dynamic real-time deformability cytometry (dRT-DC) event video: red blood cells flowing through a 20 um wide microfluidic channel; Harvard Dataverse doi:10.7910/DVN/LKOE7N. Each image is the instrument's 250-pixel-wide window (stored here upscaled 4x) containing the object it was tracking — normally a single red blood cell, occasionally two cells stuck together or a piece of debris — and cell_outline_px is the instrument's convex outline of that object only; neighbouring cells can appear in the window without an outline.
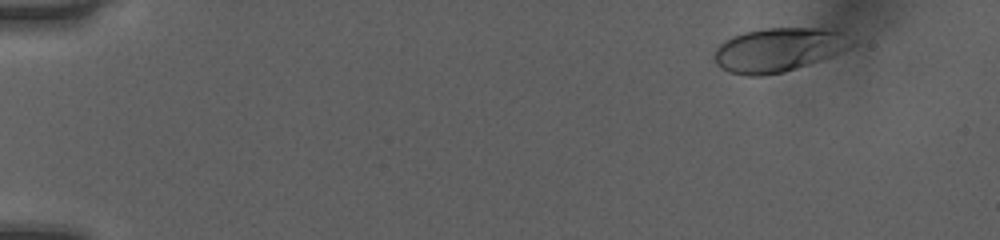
{"species": "human", "species_latin": "Homo sapiens", "temperature_condition": "room temperature", "stored_images_in_passage": 43, "camera_frame_rate_fps": 3000, "um_per_image_px": 0.085, "donor": {"sex": "female"}, "frame": {"image": 1, "passage_image": 1, "time_ms": 0.0, "image_size_px": [1000, 240], "cell_outline_px": [[856, 44], [832, 56], [784, 72], [760, 76], [744, 76], [728, 72], [720, 68], [716, 64], [716, 48], [724, 40], [732, 36], [744, 32], [764, 28], [836, 28], [856, 40]], "centroid_in_image_um": [66.22, 4.22], "position_along_channel_um": 18.8, "area_um2": 35.49}}
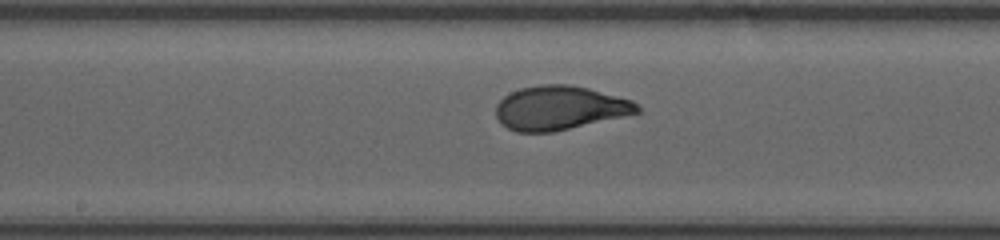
{"frame": {"image": 2, "passage_image": 24, "time_ms": 7.667, "image_size_px": [1000, 240], "cell_outline_px": [[640, 112], [624, 116], [552, 132], [516, 132], [500, 124], [496, 116], [496, 104], [504, 96], [520, 88], [544, 84], [568, 84], [588, 88], [632, 100], [640, 108]], "centroid_in_image_um": [47.54, 9.17], "position_along_channel_um": 200.7, "area_um2": 36.07}}
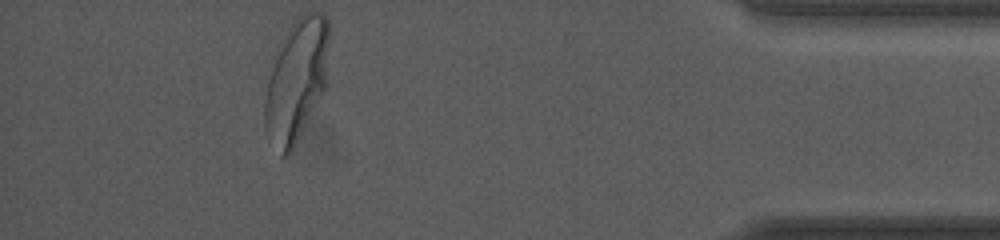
{"frame": {"image": 3, "passage_image": 43, "time_ms": 14.0, "image_size_px": [1000, 240], "cell_outline_px": [[328, 40], [324, 92], [292, 152], [284, 156], [280, 156], [264, 128], [264, 76], [288, 28], [296, 16], [300, 12], [324, 12], [328, 16]], "centroid_in_image_um": [25.14, 6.81], "position_along_channel_um": 410.1, "area_um2": 46.76}, "authors_computed_cell_mechanics": {"area_um2": 35.836, "velocity_mm_per_s": 4.0323, "shape_relaxation_time_tau1_ms": 2.965, "shape_relaxation_time_tau2_ms": null, "deformation_change_tau1": 0.1632, "deformation_change_tau2": null}}